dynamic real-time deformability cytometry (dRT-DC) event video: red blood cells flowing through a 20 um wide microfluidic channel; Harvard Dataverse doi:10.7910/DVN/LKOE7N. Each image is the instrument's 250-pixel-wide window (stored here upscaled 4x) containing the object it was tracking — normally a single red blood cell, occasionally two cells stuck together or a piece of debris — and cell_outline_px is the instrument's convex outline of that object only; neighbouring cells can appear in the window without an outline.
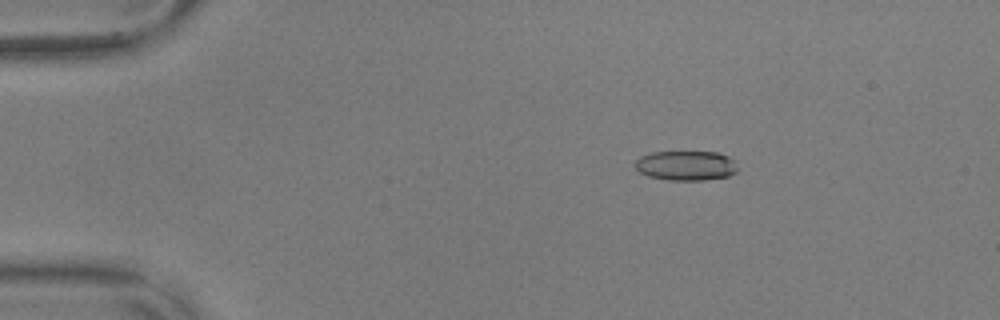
{"species": "common noctule bat (a hibernating species)", "species_latin": "Nyctalus noctula", "temperature_condition": "warm", "stored_images_in_passage": 57, "camera_frame_rate_fps": 3000, "um_per_image_px": 0.085, "animal": {"sex": "male", "body_mass_g": 17.9, "forearm_length_mm": 54.2}, "frame": {"image": 1, "passage_image": 10, "time_ms": 3.0, "image_size_px": [1000, 320], "cell_outline_px": [[736, 172], [728, 176], [704, 180], [668, 180], [648, 176], [640, 172], [632, 164], [640, 156], [652, 152], [716, 152], [728, 156], [732, 160], [736, 168]], "centroid_in_image_um": [58.25, 14.07], "position_along_channel_um": 26.7, "area_um2": 17.69}}
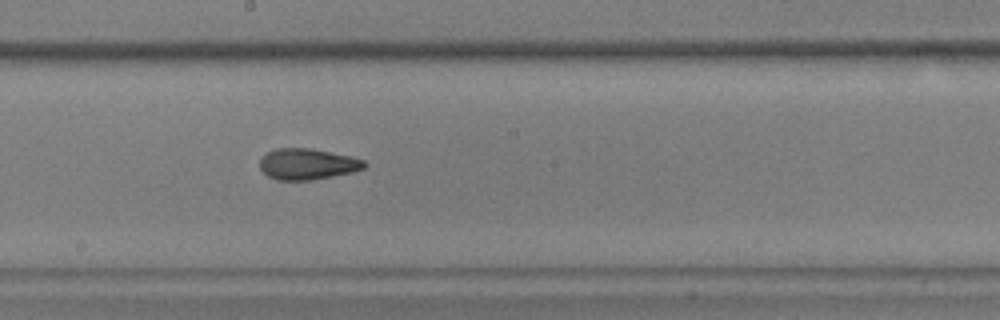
{"frame": {"image": 2, "passage_image": 32, "time_ms": 10.333, "image_size_px": [1000, 320], "cell_outline_px": [[368, 164], [364, 168], [352, 172], [312, 180], [276, 180], [268, 176], [260, 168], [260, 160], [268, 152], [276, 148], [312, 148], [352, 156], [364, 160]], "centroid_in_image_um": [26.16, 13.94], "position_along_channel_um": 222.0, "area_um2": 18.96}}
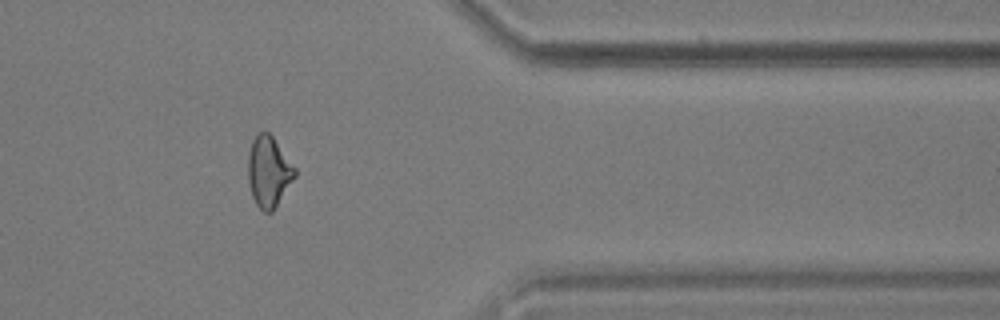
{"frame": {"image": 3, "passage_image": 47, "time_ms": 15.333, "image_size_px": [1000, 320], "cell_outline_px": [[296, 176], [272, 212], [264, 212], [256, 204], [252, 196], [248, 180], [248, 156], [252, 140], [256, 132], [268, 132], [272, 136], [296, 168]], "centroid_in_image_um": [22.83, 14.58], "position_along_channel_um": 388.6, "area_um2": 19.25}, "authors_computed_cell_mechanics": {"area_um2": 19.0162, "velocity_mm_per_s": 3.6251, "shape_relaxation_time_tau1_ms": null, "shape_relaxation_time_tau2_ms": 2.291, "deformation_change_tau1": null, "deformation_change_tau2": 0.1007}}